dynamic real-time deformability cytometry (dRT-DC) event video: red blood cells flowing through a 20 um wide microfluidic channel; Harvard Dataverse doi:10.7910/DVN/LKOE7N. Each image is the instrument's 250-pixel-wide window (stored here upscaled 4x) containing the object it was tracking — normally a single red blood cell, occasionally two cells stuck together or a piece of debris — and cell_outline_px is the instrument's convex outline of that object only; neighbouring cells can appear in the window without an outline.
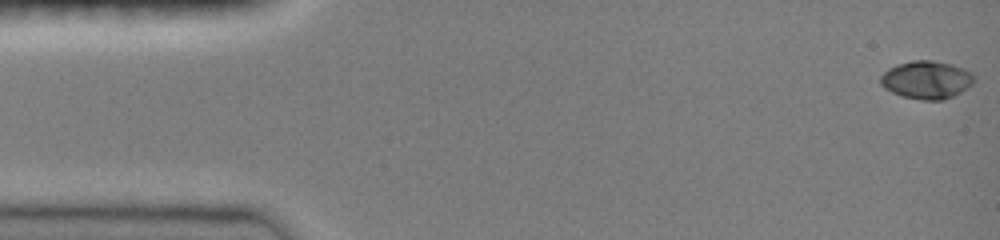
{"species": "common noctule bat (a hibernating species)", "species_latin": "Nyctalus noctula", "temperature_condition": "room temperature", "stored_images_in_passage": 47, "camera_frame_rate_fps": 3000, "um_per_image_px": 0.085, "animal": {"sex": "female", "body_mass_g": 19.0, "forearm_length_mm": 51.5}, "frame": {"image": 1, "passage_image": 1, "time_ms": 0.0, "image_size_px": [1000, 240], "cell_outline_px": [[976, 80], [968, 88], [944, 100], [920, 100], [900, 96], [884, 88], [880, 84], [880, 76], [888, 68], [896, 64], [912, 60], [932, 60], [952, 64], [964, 68], [972, 72], [976, 76]], "centroid_in_image_um": [78.77, 6.78], "position_along_channel_um": 6.2, "area_um2": 21.1}}
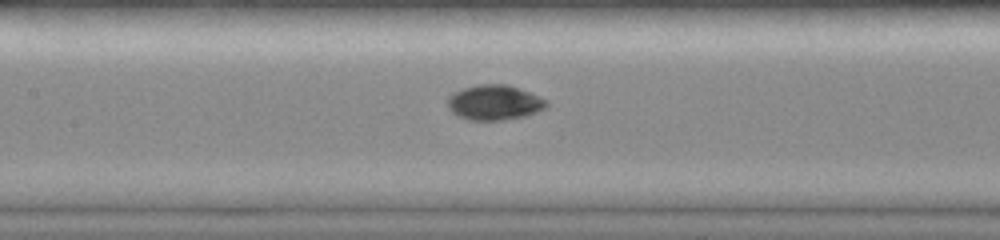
{"frame": {"image": 2, "passage_image": 22, "time_ms": 7.0, "image_size_px": [1000, 240], "cell_outline_px": [[548, 104], [544, 108], [528, 116], [504, 120], [468, 120], [456, 116], [448, 108], [448, 96], [452, 92], [476, 84], [508, 84], [548, 100]], "centroid_in_image_um": [42.0, 8.72], "position_along_channel_um": 165.4, "area_um2": 20.4}}
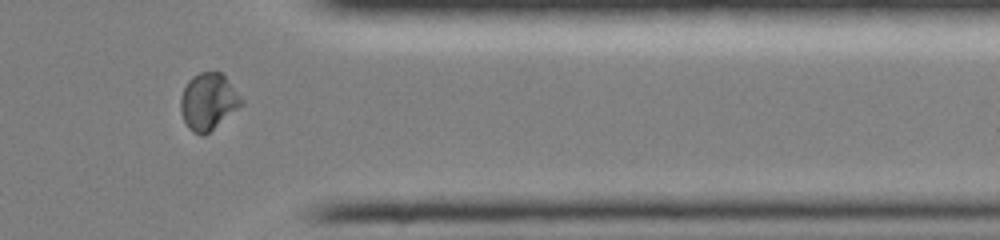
{"frame": {"image": 3, "passage_image": 39, "time_ms": 12.667, "image_size_px": [1000, 240], "cell_outline_px": [[244, 104], [204, 136], [200, 136], [192, 132], [188, 128], [180, 112], [180, 96], [188, 80], [192, 76], [200, 72], [224, 72], [244, 100]], "centroid_in_image_um": [17.72, 8.62], "position_along_channel_um": 393.7, "area_um2": 20.52}}